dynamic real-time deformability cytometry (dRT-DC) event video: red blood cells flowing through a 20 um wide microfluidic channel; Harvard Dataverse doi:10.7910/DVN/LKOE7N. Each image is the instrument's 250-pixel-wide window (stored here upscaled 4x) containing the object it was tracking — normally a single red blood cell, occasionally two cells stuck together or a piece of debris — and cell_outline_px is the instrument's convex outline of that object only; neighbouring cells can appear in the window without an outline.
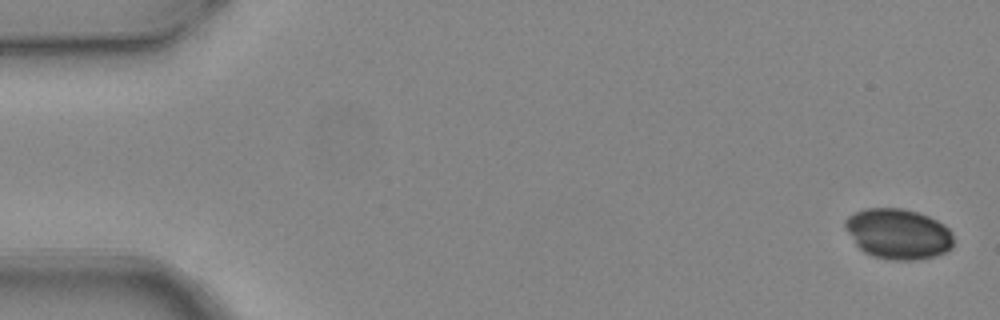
{"species": "common noctule bat (a hibernating species)", "species_latin": "Nyctalus noctula", "temperature_condition": "warm", "stored_images_in_passage": 5, "camera_frame_rate_fps": 3000, "um_per_image_px": 0.085, "animal": {"sex": "female", "body_mass_g": 24.6, "forearm_length_mm": 56.2}, "frame": {"image": 1, "passage_image": 1, "time_ms": 0.0, "image_size_px": [1000, 320], "cell_outline_px": [[952, 248], [936, 256], [916, 260], [892, 260], [872, 256], [864, 252], [856, 244], [844, 228], [844, 220], [848, 216], [864, 208], [900, 208], [916, 212], [928, 216], [944, 224], [952, 232]], "centroid_in_image_um": [76.33, 19.88], "position_along_channel_um": 8.7, "area_um2": 31.91}}